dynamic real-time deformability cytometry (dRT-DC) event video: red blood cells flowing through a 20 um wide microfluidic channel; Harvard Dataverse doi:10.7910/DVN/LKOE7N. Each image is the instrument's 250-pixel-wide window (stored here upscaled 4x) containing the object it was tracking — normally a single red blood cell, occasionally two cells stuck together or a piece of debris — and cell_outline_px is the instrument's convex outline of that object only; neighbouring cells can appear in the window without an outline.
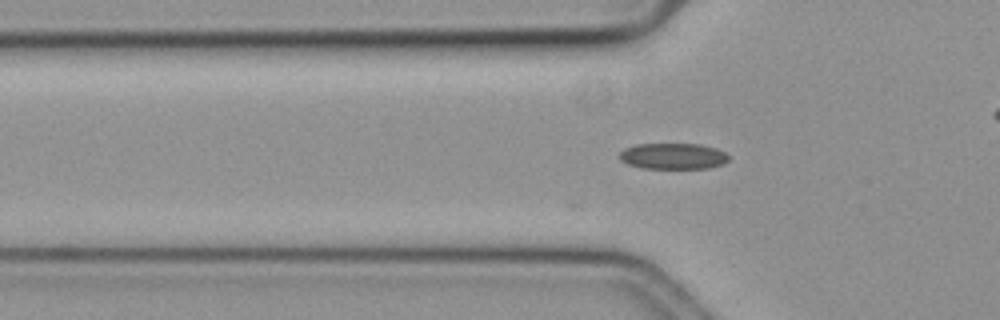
{"species": "common noctule bat (a hibernating species)", "species_latin": "Nyctalus noctula", "temperature_condition": "cold", "stored_images_in_passage": 27, "camera_frame_rate_fps": 3000, "um_per_image_px": 0.085, "animal": {"sex": "female", "body_mass_g": 19.3, "forearm_length_mm": 54.1}, "frame": {"image": 1, "passage_image": 4, "time_ms": 1.0, "image_size_px": [1000, 320], "cell_outline_px": [[728, 160], [720, 164], [708, 168], [640, 168], [628, 164], [620, 160], [620, 152], [624, 148], [636, 144], [700, 144], [716, 148], [724, 152], [728, 156]], "centroid_in_image_um": [57.17, 13.27], "position_along_channel_um": 68.6, "area_um2": 16.47}}
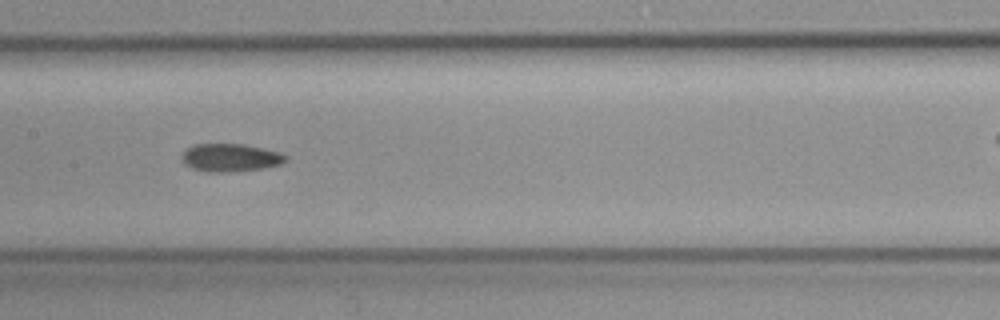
{"frame": {"image": 2, "passage_image": 14, "time_ms": 4.333, "image_size_px": [1000, 320], "cell_outline_px": [[288, 156], [280, 164], [260, 168], [224, 172], [204, 172], [192, 168], [184, 164], [180, 160], [180, 156], [192, 144], [244, 144], [280, 152]], "centroid_in_image_um": [19.51, 13.39], "position_along_channel_um": 187.9, "area_um2": 16.82}}
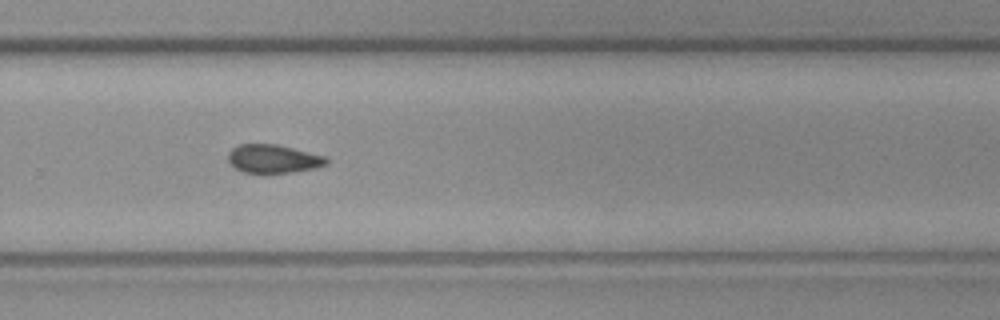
{"frame": {"image": 3, "passage_image": 24, "time_ms": 7.667, "image_size_px": [1000, 320], "cell_outline_px": [[328, 164], [316, 168], [292, 172], [264, 176], [244, 172], [236, 168], [228, 160], [228, 152], [232, 148], [240, 144], [276, 144], [324, 156], [328, 160]], "centroid_in_image_um": [23.2, 13.54], "position_along_channel_um": 306.6, "area_um2": 16.7}}